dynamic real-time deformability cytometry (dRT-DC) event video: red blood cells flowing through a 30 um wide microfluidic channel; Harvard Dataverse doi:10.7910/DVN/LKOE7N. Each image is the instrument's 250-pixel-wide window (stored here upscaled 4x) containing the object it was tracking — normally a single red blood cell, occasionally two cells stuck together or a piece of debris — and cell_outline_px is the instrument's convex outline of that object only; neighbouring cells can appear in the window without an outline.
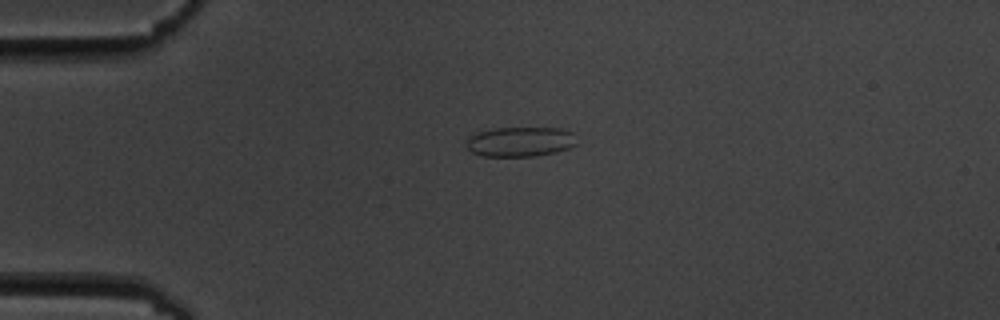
{"species": "common noctule bat (a hibernating species)", "species_latin": "Nyctalus noctula", "temperature_condition": "cold", "stored_images_in_passage": 6, "camera_frame_rate_fps": 3000, "um_per_image_px": 0.085, "animal": {"sex": "male", "body_mass_g": 19.5, "forearm_length_mm": 54.6}, "frame": {"image": 1, "passage_image": 4, "time_ms": 4.333, "image_size_px": [1000, 320], "cell_outline_px": [[576, 144], [568, 148], [556, 152], [536, 156], [484, 156], [472, 152], [468, 148], [468, 140], [476, 132], [496, 128], [560, 128], [572, 132]], "centroid_in_image_um": [44.24, 12.04], "position_along_channel_um": 40.8, "area_um2": 18.9}}